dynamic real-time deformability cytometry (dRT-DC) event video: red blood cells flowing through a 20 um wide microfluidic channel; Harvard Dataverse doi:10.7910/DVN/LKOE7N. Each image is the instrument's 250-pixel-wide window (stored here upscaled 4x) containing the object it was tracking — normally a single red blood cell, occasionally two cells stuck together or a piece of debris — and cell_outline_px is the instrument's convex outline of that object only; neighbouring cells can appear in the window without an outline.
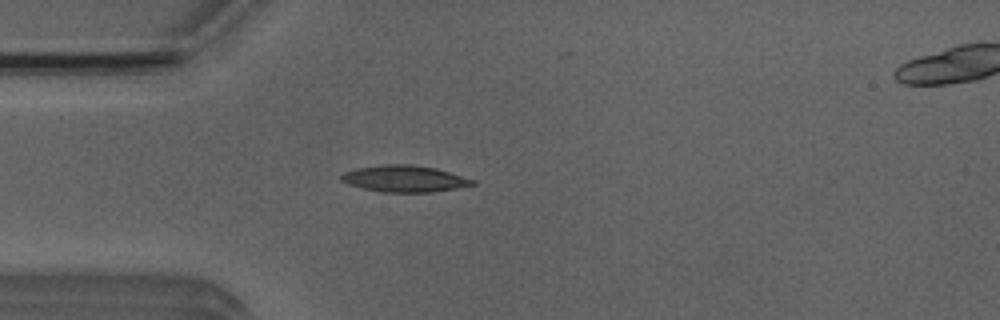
{"species": "Egyptian fruit bat (a non-hibernating species)", "species_latin": "Rousettus aegyptiacus", "temperature_condition": "room temperature", "stored_images_in_passage": 5, "camera_frame_rate_fps": 3000, "um_per_image_px": 0.085, "animal": {"sex": "male"}, "frame": {"image": 1, "passage_image": 4, "time_ms": 4.333, "image_size_px": [1000, 320], "cell_outline_px": [[476, 184], [456, 188], [432, 192], [380, 192], [348, 184], [340, 180], [340, 176], [344, 172], [356, 168], [384, 164], [412, 164], [436, 168], [476, 180]], "centroid_in_image_um": [34.38, 15.18], "position_along_channel_um": 50.6, "area_um2": 20.35}}